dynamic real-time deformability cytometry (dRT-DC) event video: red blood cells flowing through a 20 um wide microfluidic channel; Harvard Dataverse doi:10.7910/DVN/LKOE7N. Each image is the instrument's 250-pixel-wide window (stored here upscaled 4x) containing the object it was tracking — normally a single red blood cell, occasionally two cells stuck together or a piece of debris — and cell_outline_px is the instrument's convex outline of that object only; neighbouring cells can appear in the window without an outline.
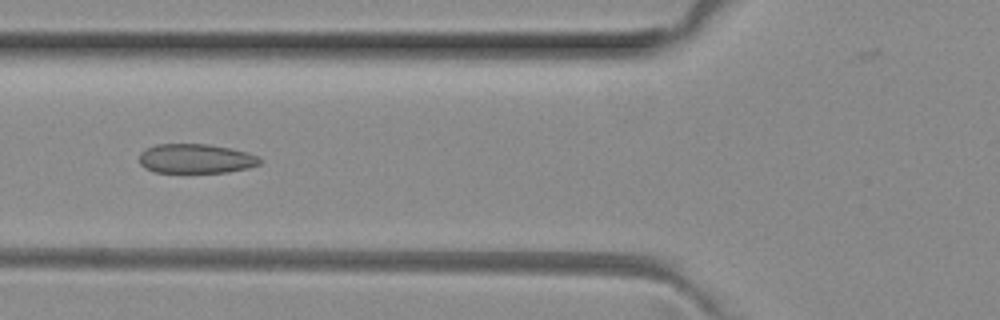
{"species": "common noctule bat (a hibernating species)", "species_latin": "Nyctalus noctula", "temperature_condition": "room temperature", "stored_images_in_passage": 6, "camera_frame_rate_fps": 3000, "um_per_image_px": 0.085, "animal": {"sex": "female", "body_mass_g": 29.2, "forearm_length_mm": 56.3}, "frame": {"image": 1, "passage_image": 6, "time_ms": 1.667, "image_size_px": [1000, 320], "cell_outline_px": [[264, 160], [260, 164], [248, 168], [228, 172], [156, 172], [144, 168], [140, 164], [140, 152], [144, 148], [156, 144], [208, 144], [248, 152], [260, 156]], "centroid_in_image_um": [16.66, 13.48], "position_along_channel_um": 109.1, "area_um2": 20.87}}